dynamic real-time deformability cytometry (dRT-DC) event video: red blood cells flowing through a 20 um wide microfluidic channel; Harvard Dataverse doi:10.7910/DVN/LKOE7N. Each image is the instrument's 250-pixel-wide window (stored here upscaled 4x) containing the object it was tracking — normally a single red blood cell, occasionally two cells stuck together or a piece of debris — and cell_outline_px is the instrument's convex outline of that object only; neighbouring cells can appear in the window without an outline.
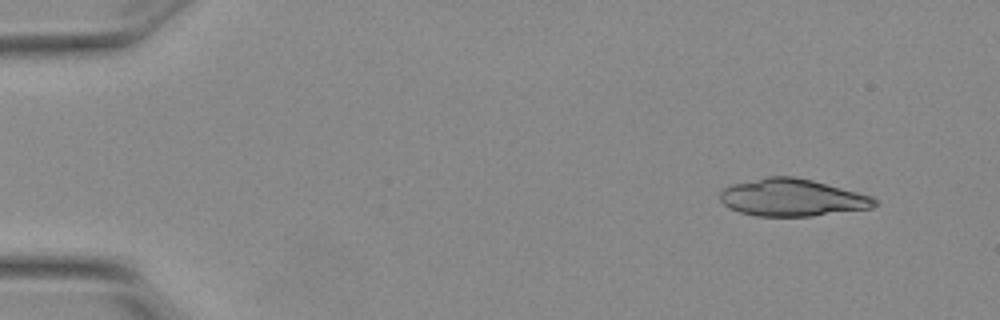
{"species": "Egyptian fruit bat (a non-hibernating species)", "species_latin": "Rousettus aegyptiacus", "temperature_condition": "warm", "stored_images_in_passage": 14, "camera_frame_rate_fps": 3000, "um_per_image_px": 0.085, "animal": {"sex": "female"}, "frame": {"image": 1, "passage_image": 1, "time_ms": 0.0, "image_size_px": [1000, 320], "cell_outline_px": [[880, 204], [872, 208], [812, 216], [756, 216], [740, 212], [728, 208], [720, 200], [720, 192], [724, 188], [732, 184], [768, 176], [796, 176], [812, 180], [872, 196]], "centroid_in_image_um": [67.34, 16.8], "position_along_channel_um": 17.7, "area_um2": 33.64}}